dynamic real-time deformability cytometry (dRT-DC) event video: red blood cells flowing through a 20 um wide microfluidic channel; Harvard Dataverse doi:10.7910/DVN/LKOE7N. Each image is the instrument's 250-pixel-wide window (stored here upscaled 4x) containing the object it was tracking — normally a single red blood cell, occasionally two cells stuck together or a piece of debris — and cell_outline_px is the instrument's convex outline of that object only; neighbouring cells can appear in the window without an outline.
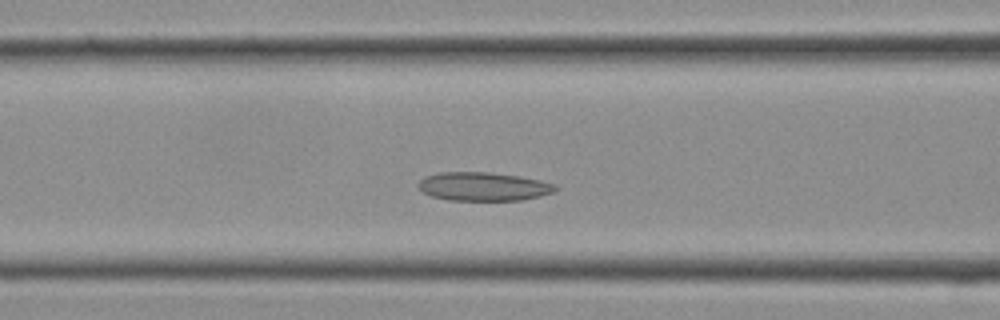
{"species": "Egyptian fruit bat (a non-hibernating species)", "species_latin": "Rousettus aegyptiacus", "temperature_condition": "cold", "stored_images_in_passage": 26, "camera_frame_rate_fps": 3000, "um_per_image_px": 0.085, "frame": {"image": 1, "passage_image": 9, "time_ms": 2.667, "image_size_px": [1000, 320], "cell_outline_px": [[560, 188], [556, 192], [540, 196], [520, 200], [448, 200], [432, 196], [424, 192], [420, 188], [420, 180], [424, 176], [440, 172], [488, 172], [520, 176], [540, 180], [556, 184]], "centroid_in_image_um": [41.15, 15.85], "position_along_channel_um": 125.4, "area_um2": 22.89}}
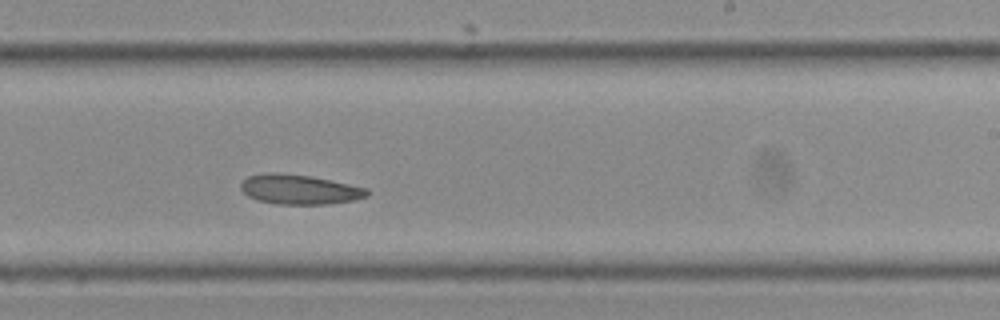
{"frame": {"image": 2, "passage_image": 15, "time_ms": 4.667, "image_size_px": [1000, 320], "cell_outline_px": [[368, 196], [352, 200], [328, 204], [276, 204], [256, 200], [248, 196], [240, 188], [240, 184], [248, 176], [264, 172], [276, 172], [312, 176], [368, 188]], "centroid_in_image_um": [25.42, 16.09], "position_along_channel_um": 263.6, "area_um2": 21.96}}
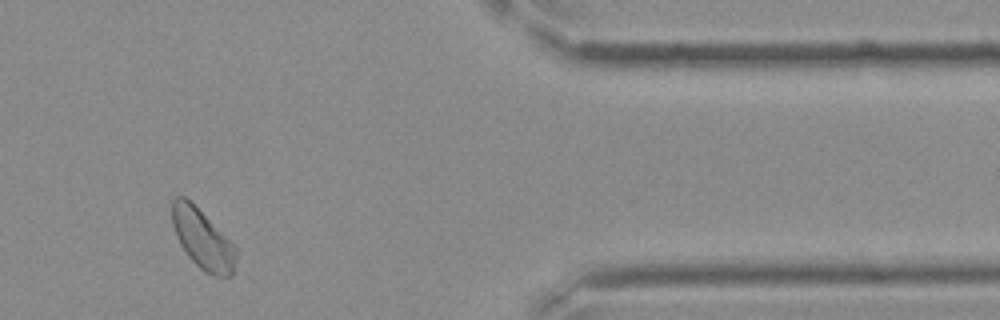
{"frame": {"image": 3, "passage_image": 22, "time_ms": 7.0, "image_size_px": [1000, 320], "cell_outline_px": [[236, 260], [232, 276], [212, 276], [204, 272], [188, 256], [180, 244], [176, 236], [172, 224], [172, 200], [176, 196], [184, 196], [236, 248]], "centroid_in_image_um": [17.19, 20.37], "position_along_channel_um": 394.2, "area_um2": 21.56}}